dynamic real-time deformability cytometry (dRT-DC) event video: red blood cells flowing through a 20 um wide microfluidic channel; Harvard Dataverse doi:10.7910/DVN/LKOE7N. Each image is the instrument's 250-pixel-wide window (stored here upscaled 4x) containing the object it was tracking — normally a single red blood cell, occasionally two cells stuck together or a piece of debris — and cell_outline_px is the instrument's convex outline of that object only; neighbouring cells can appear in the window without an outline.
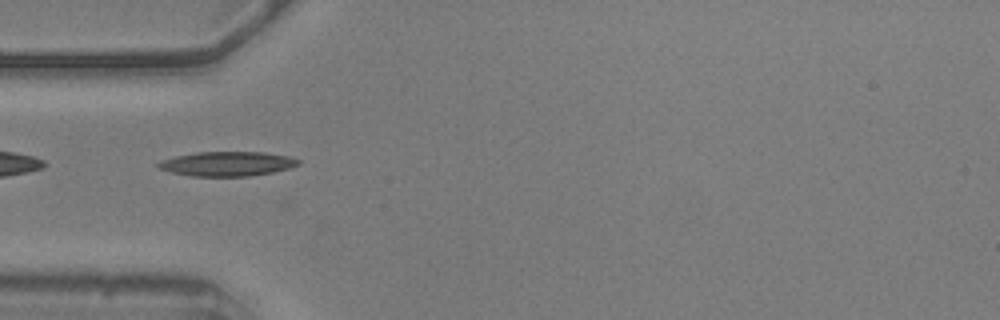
{"species": "common noctule bat (a hibernating species)", "species_latin": "Nyctalus noctula", "temperature_condition": "warm", "stored_images_in_passage": 28, "camera_frame_rate_fps": 3000, "um_per_image_px": 0.085, "animal": {"sex": "male", "body_mass_g": 20.5, "forearm_length_mm": 52.5}, "frame": {"image": 1, "passage_image": 1, "time_ms": 0.0, "image_size_px": [1000, 320], "cell_outline_px": [[300, 164], [288, 168], [272, 172], [248, 176], [192, 176], [172, 172], [160, 168], [156, 164], [160, 160], [176, 156], [196, 152], [264, 152], [288, 156], [300, 160]], "centroid_in_image_um": [19.31, 13.91], "position_along_channel_um": 65.7, "area_um2": 19.83}}
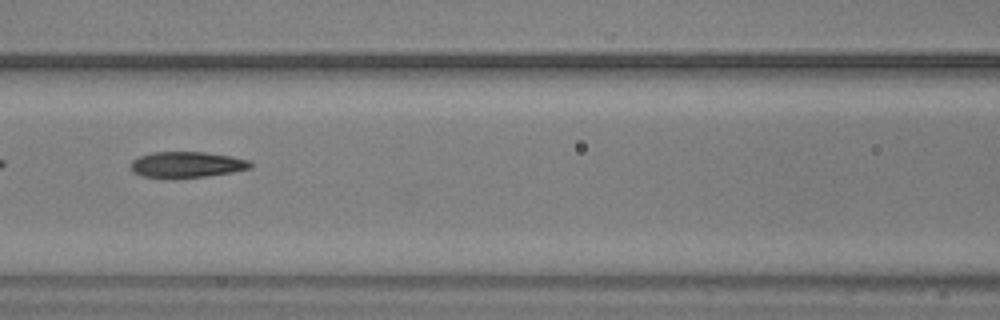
{"frame": {"image": 2, "passage_image": 8, "time_ms": 2.333, "image_size_px": [1000, 320], "cell_outline_px": [[252, 168], [232, 172], [204, 176], [172, 180], [144, 176], [132, 172], [132, 160], [140, 156], [152, 152], [204, 152], [232, 156], [248, 160], [252, 164]], "centroid_in_image_um": [15.86, 14.01], "position_along_channel_um": 150.7, "area_um2": 18.32}, "authors_computed_cell_mechanics": {"area_um2": 18.3515, "velocity_mm_per_s": 3.5895, "shape_relaxation_time_tau1_ms": 5.6395, "shape_relaxation_time_tau2_ms": 2.2095, "deformation_change_tau1": 0.1942, "deformation_change_tau2": 0.0925}}